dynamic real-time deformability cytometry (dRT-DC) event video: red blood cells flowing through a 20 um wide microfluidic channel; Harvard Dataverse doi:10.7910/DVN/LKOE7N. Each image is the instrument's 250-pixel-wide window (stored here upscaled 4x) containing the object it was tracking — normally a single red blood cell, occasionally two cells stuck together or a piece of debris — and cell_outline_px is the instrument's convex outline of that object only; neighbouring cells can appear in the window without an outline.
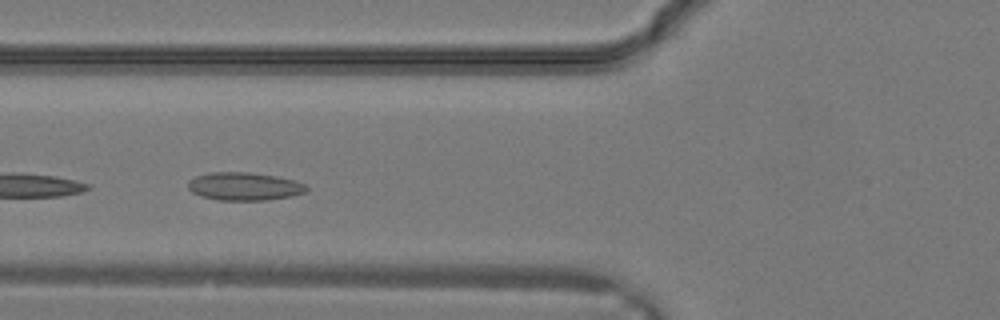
{"species": "common noctule bat (a hibernating species)", "species_latin": "Nyctalus noctula", "temperature_condition": "warm", "stored_images_in_passage": 25, "camera_frame_rate_fps": 3000, "um_per_image_px": 0.085, "animal": {"sex": "male", "body_mass_g": 19.2, "forearm_length_mm": 51.8}, "frame": {"image": 1, "passage_image": 8, "time_ms": 2.333, "image_size_px": [1000, 320], "cell_outline_px": [[308, 188], [304, 192], [292, 196], [264, 200], [220, 200], [200, 196], [192, 192], [188, 188], [188, 180], [196, 176], [208, 172], [248, 172], [276, 176], [296, 180], [304, 184]], "centroid_in_image_um": [20.74, 15.83], "position_along_channel_um": 105.1, "area_um2": 19.36}}
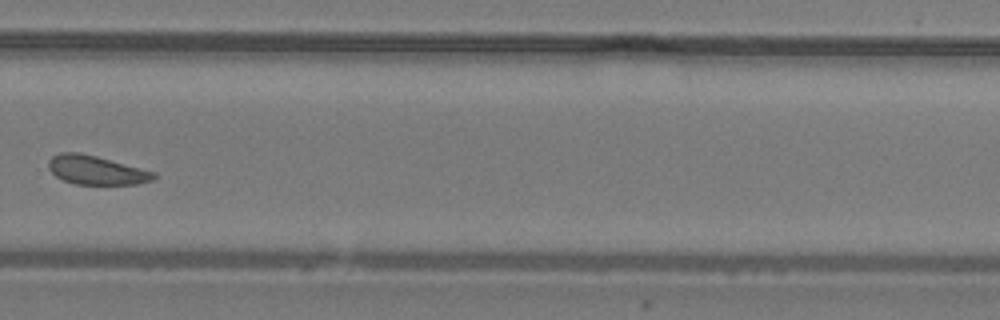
{"frame": {"image": 2, "passage_image": 18, "time_ms": 5.667, "image_size_px": [1000, 320], "cell_outline_px": [[156, 176], [152, 180], [136, 184], [76, 184], [64, 180], [56, 176], [48, 168], [48, 160], [52, 156], [60, 152], [80, 152], [96, 156], [156, 172]], "centroid_in_image_um": [8.16, 14.45], "position_along_channel_um": 321.6, "area_um2": 17.63}}